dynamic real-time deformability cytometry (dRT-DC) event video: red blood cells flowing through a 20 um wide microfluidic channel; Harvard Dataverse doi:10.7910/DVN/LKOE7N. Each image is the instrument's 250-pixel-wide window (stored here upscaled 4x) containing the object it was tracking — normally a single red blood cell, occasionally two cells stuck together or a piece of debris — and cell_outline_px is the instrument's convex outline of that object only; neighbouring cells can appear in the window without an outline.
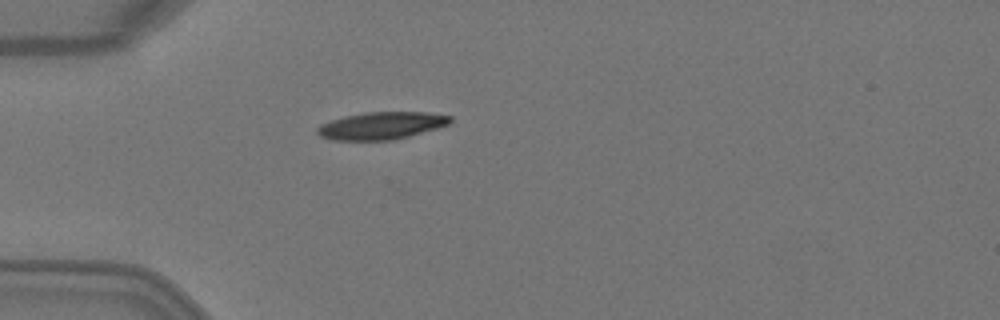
{"species": "Egyptian fruit bat (a non-hibernating species)", "species_latin": "Rousettus aegyptiacus", "temperature_condition": "warm", "stored_images_in_passage": 6, "camera_frame_rate_fps": 3000, "um_per_image_px": 0.085, "animal": {"sex": "female"}, "frame": {"image": 1, "passage_image": 6, "time_ms": 1.667, "image_size_px": [1000, 320], "cell_outline_px": [[452, 120], [448, 124], [436, 128], [408, 136], [392, 140], [332, 140], [320, 136], [316, 132], [316, 128], [320, 124], [344, 116], [364, 112], [428, 112], [452, 116]], "centroid_in_image_um": [32.39, 10.67], "position_along_channel_um": 52.6, "area_um2": 21.15}}